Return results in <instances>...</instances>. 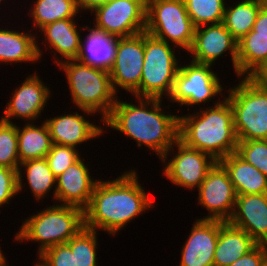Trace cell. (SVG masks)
Instances as JSON below:
<instances>
[{"label": "cell", "instance_id": "obj_37", "mask_svg": "<svg viewBox=\"0 0 267 266\" xmlns=\"http://www.w3.org/2000/svg\"><path fill=\"white\" fill-rule=\"evenodd\" d=\"M267 257V244H257L251 251L229 266H261Z\"/></svg>", "mask_w": 267, "mask_h": 266}, {"label": "cell", "instance_id": "obj_28", "mask_svg": "<svg viewBox=\"0 0 267 266\" xmlns=\"http://www.w3.org/2000/svg\"><path fill=\"white\" fill-rule=\"evenodd\" d=\"M20 167H23V169L25 168V178H27L28 187L35 196L36 200H42L46 197L52 187H55L56 190V177L50 170L47 160L42 158L20 163L18 169V192H21L23 189V176Z\"/></svg>", "mask_w": 267, "mask_h": 266}, {"label": "cell", "instance_id": "obj_6", "mask_svg": "<svg viewBox=\"0 0 267 266\" xmlns=\"http://www.w3.org/2000/svg\"><path fill=\"white\" fill-rule=\"evenodd\" d=\"M228 90L238 141L267 140V88L255 77H245Z\"/></svg>", "mask_w": 267, "mask_h": 266}, {"label": "cell", "instance_id": "obj_43", "mask_svg": "<svg viewBox=\"0 0 267 266\" xmlns=\"http://www.w3.org/2000/svg\"><path fill=\"white\" fill-rule=\"evenodd\" d=\"M261 266H267V257L264 259V261L262 262Z\"/></svg>", "mask_w": 267, "mask_h": 266}, {"label": "cell", "instance_id": "obj_15", "mask_svg": "<svg viewBox=\"0 0 267 266\" xmlns=\"http://www.w3.org/2000/svg\"><path fill=\"white\" fill-rule=\"evenodd\" d=\"M35 74V75H34ZM27 77L23 83L14 91L12 98L3 111L1 120L13 123L10 118L36 120L44 110L49 100L50 90L35 72ZM44 84V85H43Z\"/></svg>", "mask_w": 267, "mask_h": 266}, {"label": "cell", "instance_id": "obj_27", "mask_svg": "<svg viewBox=\"0 0 267 266\" xmlns=\"http://www.w3.org/2000/svg\"><path fill=\"white\" fill-rule=\"evenodd\" d=\"M264 3V0H242L225 8L222 23L237 41L253 29L257 13Z\"/></svg>", "mask_w": 267, "mask_h": 266}, {"label": "cell", "instance_id": "obj_20", "mask_svg": "<svg viewBox=\"0 0 267 266\" xmlns=\"http://www.w3.org/2000/svg\"><path fill=\"white\" fill-rule=\"evenodd\" d=\"M83 31L89 30L85 41L80 42V50L76 60L82 64L110 71L114 64L118 37L106 33L104 30L90 26L79 27ZM86 45V46H85Z\"/></svg>", "mask_w": 267, "mask_h": 266}, {"label": "cell", "instance_id": "obj_42", "mask_svg": "<svg viewBox=\"0 0 267 266\" xmlns=\"http://www.w3.org/2000/svg\"><path fill=\"white\" fill-rule=\"evenodd\" d=\"M146 6L152 2L153 0H141Z\"/></svg>", "mask_w": 267, "mask_h": 266}, {"label": "cell", "instance_id": "obj_26", "mask_svg": "<svg viewBox=\"0 0 267 266\" xmlns=\"http://www.w3.org/2000/svg\"><path fill=\"white\" fill-rule=\"evenodd\" d=\"M30 122L21 129L17 126L19 162L45 158L52 147L50 132L45 121L41 126Z\"/></svg>", "mask_w": 267, "mask_h": 266}, {"label": "cell", "instance_id": "obj_5", "mask_svg": "<svg viewBox=\"0 0 267 266\" xmlns=\"http://www.w3.org/2000/svg\"><path fill=\"white\" fill-rule=\"evenodd\" d=\"M84 226V211L73 206L53 204L26 219L16 241L39 242L38 256L55 245L67 243Z\"/></svg>", "mask_w": 267, "mask_h": 266}, {"label": "cell", "instance_id": "obj_3", "mask_svg": "<svg viewBox=\"0 0 267 266\" xmlns=\"http://www.w3.org/2000/svg\"><path fill=\"white\" fill-rule=\"evenodd\" d=\"M220 101L193 115H178V139L186 146L210 154L216 161L235 153L238 145L231 105L226 96Z\"/></svg>", "mask_w": 267, "mask_h": 266}, {"label": "cell", "instance_id": "obj_14", "mask_svg": "<svg viewBox=\"0 0 267 266\" xmlns=\"http://www.w3.org/2000/svg\"><path fill=\"white\" fill-rule=\"evenodd\" d=\"M237 43L223 23L204 25L195 28L193 43L187 53L193 55V62L212 65L229 50L237 76Z\"/></svg>", "mask_w": 267, "mask_h": 266}, {"label": "cell", "instance_id": "obj_9", "mask_svg": "<svg viewBox=\"0 0 267 266\" xmlns=\"http://www.w3.org/2000/svg\"><path fill=\"white\" fill-rule=\"evenodd\" d=\"M210 66L193 61L185 66L179 65L169 101L190 107L205 104L221 94L223 88L220 79Z\"/></svg>", "mask_w": 267, "mask_h": 266}, {"label": "cell", "instance_id": "obj_33", "mask_svg": "<svg viewBox=\"0 0 267 266\" xmlns=\"http://www.w3.org/2000/svg\"><path fill=\"white\" fill-rule=\"evenodd\" d=\"M236 153L267 176V140L238 141Z\"/></svg>", "mask_w": 267, "mask_h": 266}, {"label": "cell", "instance_id": "obj_24", "mask_svg": "<svg viewBox=\"0 0 267 266\" xmlns=\"http://www.w3.org/2000/svg\"><path fill=\"white\" fill-rule=\"evenodd\" d=\"M36 35L20 31L0 29V62L22 63L40 60L43 51L38 46Z\"/></svg>", "mask_w": 267, "mask_h": 266}, {"label": "cell", "instance_id": "obj_39", "mask_svg": "<svg viewBox=\"0 0 267 266\" xmlns=\"http://www.w3.org/2000/svg\"><path fill=\"white\" fill-rule=\"evenodd\" d=\"M84 10H91L98 5L110 2L111 0H78Z\"/></svg>", "mask_w": 267, "mask_h": 266}, {"label": "cell", "instance_id": "obj_23", "mask_svg": "<svg viewBox=\"0 0 267 266\" xmlns=\"http://www.w3.org/2000/svg\"><path fill=\"white\" fill-rule=\"evenodd\" d=\"M74 18L62 19L52 23H49L40 30L41 35H45V42L49 45L50 49H53L60 54L59 58H56L57 55L54 54L55 62L57 65L62 63L65 59L76 60L79 50L81 37L77 29L76 21ZM64 57V58H63Z\"/></svg>", "mask_w": 267, "mask_h": 266}, {"label": "cell", "instance_id": "obj_34", "mask_svg": "<svg viewBox=\"0 0 267 266\" xmlns=\"http://www.w3.org/2000/svg\"><path fill=\"white\" fill-rule=\"evenodd\" d=\"M79 158L80 155L76 148L58 144H52L51 150L45 157L50 170L56 178Z\"/></svg>", "mask_w": 267, "mask_h": 266}, {"label": "cell", "instance_id": "obj_7", "mask_svg": "<svg viewBox=\"0 0 267 266\" xmlns=\"http://www.w3.org/2000/svg\"><path fill=\"white\" fill-rule=\"evenodd\" d=\"M175 49L165 41L144 31V63L140 81V98L169 97L179 68Z\"/></svg>", "mask_w": 267, "mask_h": 266}, {"label": "cell", "instance_id": "obj_29", "mask_svg": "<svg viewBox=\"0 0 267 266\" xmlns=\"http://www.w3.org/2000/svg\"><path fill=\"white\" fill-rule=\"evenodd\" d=\"M31 17L38 29L62 19L75 18L79 10H83L78 0H36Z\"/></svg>", "mask_w": 267, "mask_h": 266}, {"label": "cell", "instance_id": "obj_17", "mask_svg": "<svg viewBox=\"0 0 267 266\" xmlns=\"http://www.w3.org/2000/svg\"><path fill=\"white\" fill-rule=\"evenodd\" d=\"M218 236L219 220L197 219L182 247L179 266H214Z\"/></svg>", "mask_w": 267, "mask_h": 266}, {"label": "cell", "instance_id": "obj_1", "mask_svg": "<svg viewBox=\"0 0 267 266\" xmlns=\"http://www.w3.org/2000/svg\"><path fill=\"white\" fill-rule=\"evenodd\" d=\"M136 99L140 101L138 106L117 98L103 123L127 138H132L139 147L144 145L153 150L165 165L170 151H174L173 147H176L179 116L165 114L161 108L162 99Z\"/></svg>", "mask_w": 267, "mask_h": 266}, {"label": "cell", "instance_id": "obj_10", "mask_svg": "<svg viewBox=\"0 0 267 266\" xmlns=\"http://www.w3.org/2000/svg\"><path fill=\"white\" fill-rule=\"evenodd\" d=\"M91 11L95 13L94 26L118 38L146 30L147 6L141 0H111Z\"/></svg>", "mask_w": 267, "mask_h": 266}, {"label": "cell", "instance_id": "obj_13", "mask_svg": "<svg viewBox=\"0 0 267 266\" xmlns=\"http://www.w3.org/2000/svg\"><path fill=\"white\" fill-rule=\"evenodd\" d=\"M177 153L168 160L163 174L178 187L199 188L208 171L217 162L210 154L186 146L179 139L175 142Z\"/></svg>", "mask_w": 267, "mask_h": 266}, {"label": "cell", "instance_id": "obj_4", "mask_svg": "<svg viewBox=\"0 0 267 266\" xmlns=\"http://www.w3.org/2000/svg\"><path fill=\"white\" fill-rule=\"evenodd\" d=\"M57 66L66 74L75 106L87 115L101 112L103 122L118 98L112 87L110 73L77 60H64Z\"/></svg>", "mask_w": 267, "mask_h": 266}, {"label": "cell", "instance_id": "obj_36", "mask_svg": "<svg viewBox=\"0 0 267 266\" xmlns=\"http://www.w3.org/2000/svg\"><path fill=\"white\" fill-rule=\"evenodd\" d=\"M18 193V170L0 166V206Z\"/></svg>", "mask_w": 267, "mask_h": 266}, {"label": "cell", "instance_id": "obj_11", "mask_svg": "<svg viewBox=\"0 0 267 266\" xmlns=\"http://www.w3.org/2000/svg\"><path fill=\"white\" fill-rule=\"evenodd\" d=\"M144 63V32L118 38L115 60L110 69V77L114 92L116 87L130 92L140 98V81ZM118 85V86H117Z\"/></svg>", "mask_w": 267, "mask_h": 266}, {"label": "cell", "instance_id": "obj_25", "mask_svg": "<svg viewBox=\"0 0 267 266\" xmlns=\"http://www.w3.org/2000/svg\"><path fill=\"white\" fill-rule=\"evenodd\" d=\"M267 66V36L252 29L237 43V76L255 77Z\"/></svg>", "mask_w": 267, "mask_h": 266}, {"label": "cell", "instance_id": "obj_40", "mask_svg": "<svg viewBox=\"0 0 267 266\" xmlns=\"http://www.w3.org/2000/svg\"><path fill=\"white\" fill-rule=\"evenodd\" d=\"M255 78L267 88V66L260 71Z\"/></svg>", "mask_w": 267, "mask_h": 266}, {"label": "cell", "instance_id": "obj_12", "mask_svg": "<svg viewBox=\"0 0 267 266\" xmlns=\"http://www.w3.org/2000/svg\"><path fill=\"white\" fill-rule=\"evenodd\" d=\"M198 196V202L209 211V214L200 220H230L237 194L227 171L218 161L198 188Z\"/></svg>", "mask_w": 267, "mask_h": 266}, {"label": "cell", "instance_id": "obj_21", "mask_svg": "<svg viewBox=\"0 0 267 266\" xmlns=\"http://www.w3.org/2000/svg\"><path fill=\"white\" fill-rule=\"evenodd\" d=\"M227 171L237 195L267 193V176L236 152L218 161Z\"/></svg>", "mask_w": 267, "mask_h": 266}, {"label": "cell", "instance_id": "obj_38", "mask_svg": "<svg viewBox=\"0 0 267 266\" xmlns=\"http://www.w3.org/2000/svg\"><path fill=\"white\" fill-rule=\"evenodd\" d=\"M253 30L256 32V35L267 36V3H264L256 16Z\"/></svg>", "mask_w": 267, "mask_h": 266}, {"label": "cell", "instance_id": "obj_32", "mask_svg": "<svg viewBox=\"0 0 267 266\" xmlns=\"http://www.w3.org/2000/svg\"><path fill=\"white\" fill-rule=\"evenodd\" d=\"M0 166L18 170L17 125L0 119Z\"/></svg>", "mask_w": 267, "mask_h": 266}, {"label": "cell", "instance_id": "obj_30", "mask_svg": "<svg viewBox=\"0 0 267 266\" xmlns=\"http://www.w3.org/2000/svg\"><path fill=\"white\" fill-rule=\"evenodd\" d=\"M195 28L223 22L225 0H183Z\"/></svg>", "mask_w": 267, "mask_h": 266}, {"label": "cell", "instance_id": "obj_22", "mask_svg": "<svg viewBox=\"0 0 267 266\" xmlns=\"http://www.w3.org/2000/svg\"><path fill=\"white\" fill-rule=\"evenodd\" d=\"M258 243L244 230L219 221V236L214 252V266H229L251 251Z\"/></svg>", "mask_w": 267, "mask_h": 266}, {"label": "cell", "instance_id": "obj_41", "mask_svg": "<svg viewBox=\"0 0 267 266\" xmlns=\"http://www.w3.org/2000/svg\"><path fill=\"white\" fill-rule=\"evenodd\" d=\"M6 260H7V259L3 256V257L0 259V266H8V265H6V263H7Z\"/></svg>", "mask_w": 267, "mask_h": 266}, {"label": "cell", "instance_id": "obj_19", "mask_svg": "<svg viewBox=\"0 0 267 266\" xmlns=\"http://www.w3.org/2000/svg\"><path fill=\"white\" fill-rule=\"evenodd\" d=\"M48 126L53 144L74 147L90 139L103 135L104 129L94 125L75 111L73 114H62L44 120Z\"/></svg>", "mask_w": 267, "mask_h": 266}, {"label": "cell", "instance_id": "obj_31", "mask_svg": "<svg viewBox=\"0 0 267 266\" xmlns=\"http://www.w3.org/2000/svg\"><path fill=\"white\" fill-rule=\"evenodd\" d=\"M97 231L83 227L67 244L75 252L76 266H97Z\"/></svg>", "mask_w": 267, "mask_h": 266}, {"label": "cell", "instance_id": "obj_8", "mask_svg": "<svg viewBox=\"0 0 267 266\" xmlns=\"http://www.w3.org/2000/svg\"><path fill=\"white\" fill-rule=\"evenodd\" d=\"M145 31L168 44L172 41L174 47L189 51L195 26L183 0H153L147 5Z\"/></svg>", "mask_w": 267, "mask_h": 266}, {"label": "cell", "instance_id": "obj_2", "mask_svg": "<svg viewBox=\"0 0 267 266\" xmlns=\"http://www.w3.org/2000/svg\"><path fill=\"white\" fill-rule=\"evenodd\" d=\"M137 176L131 169L116 179L99 180L84 210V226L115 235L128 222L152 208L153 199L141 187Z\"/></svg>", "mask_w": 267, "mask_h": 266}, {"label": "cell", "instance_id": "obj_35", "mask_svg": "<svg viewBox=\"0 0 267 266\" xmlns=\"http://www.w3.org/2000/svg\"><path fill=\"white\" fill-rule=\"evenodd\" d=\"M38 257L40 266H76L75 252L67 243L55 245Z\"/></svg>", "mask_w": 267, "mask_h": 266}, {"label": "cell", "instance_id": "obj_44", "mask_svg": "<svg viewBox=\"0 0 267 266\" xmlns=\"http://www.w3.org/2000/svg\"><path fill=\"white\" fill-rule=\"evenodd\" d=\"M4 256V254L2 253L1 249H0V259Z\"/></svg>", "mask_w": 267, "mask_h": 266}, {"label": "cell", "instance_id": "obj_16", "mask_svg": "<svg viewBox=\"0 0 267 266\" xmlns=\"http://www.w3.org/2000/svg\"><path fill=\"white\" fill-rule=\"evenodd\" d=\"M98 181L91 178L88 166L80 157L56 178L53 199L62 205L77 207L84 211L89 205Z\"/></svg>", "mask_w": 267, "mask_h": 266}, {"label": "cell", "instance_id": "obj_18", "mask_svg": "<svg viewBox=\"0 0 267 266\" xmlns=\"http://www.w3.org/2000/svg\"><path fill=\"white\" fill-rule=\"evenodd\" d=\"M228 222L246 231L258 244H267V193L237 195Z\"/></svg>", "mask_w": 267, "mask_h": 266}]
</instances>
